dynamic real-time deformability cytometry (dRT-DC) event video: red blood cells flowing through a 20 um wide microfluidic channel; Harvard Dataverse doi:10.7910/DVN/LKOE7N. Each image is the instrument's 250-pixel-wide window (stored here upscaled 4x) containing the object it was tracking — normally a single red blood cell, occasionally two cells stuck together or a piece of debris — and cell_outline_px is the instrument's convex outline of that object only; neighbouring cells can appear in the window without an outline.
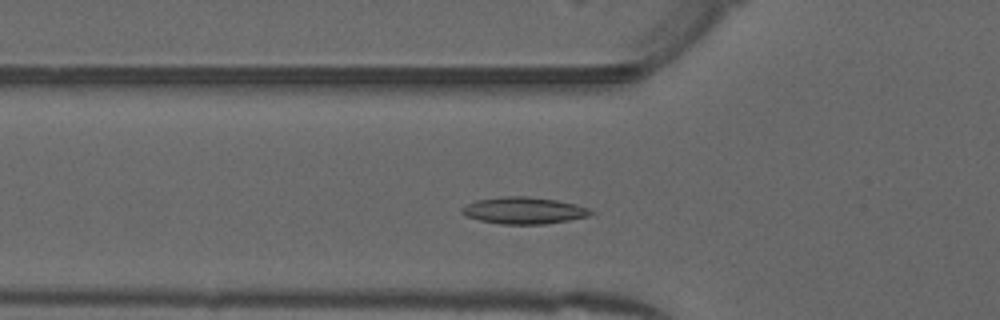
{"species": "common noctule bat (a hibernating species)", "species_latin": "Nyctalus noctula", "temperature_condition": "warm", "stored_images_in_passage": 44, "camera_frame_rate_fps": 3000, "um_per_image_px": 0.085, "animal": {"sex": "male", "forearm_length_mm": 52.5}, "frame": {"image": 1, "passage_image": 10, "time_ms": 3.0, "image_size_px": [1000, 320], "cell_outline_px": [[596, 212], [588, 216], [568, 220], [544, 224], [500, 224], [480, 220], [464, 216], [460, 212], [460, 208], [476, 200], [500, 196], [524, 196], [556, 200], [576, 204], [588, 208]], "centroid_in_image_um": [44.5, 17.89], "position_along_channel_um": 81.3, "area_um2": 20.17}}
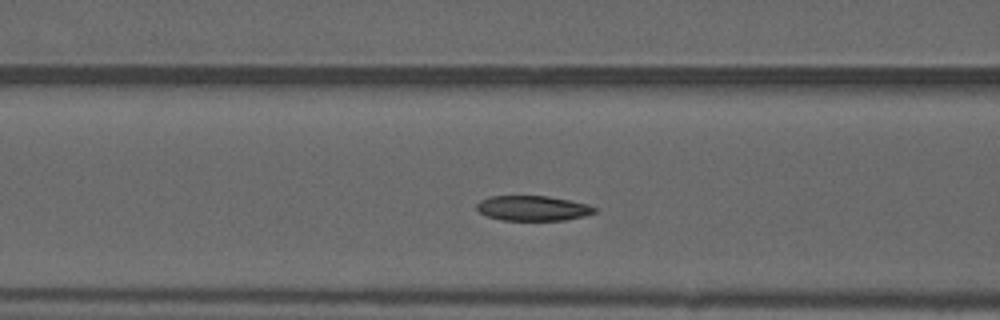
{"frame": {"image": 2, "passage_image": 13, "time_ms": 4.0, "image_size_px": [1000, 320], "cell_outline_px": [[596, 212], [584, 216], [564, 220], [504, 220], [488, 216], [480, 212], [476, 208], [476, 204], [480, 200], [488, 196], [548, 196], [588, 204], [596, 208]], "centroid_in_image_um": [45.28, 17.69], "position_along_channel_um": 121.3, "area_um2": 17.11}}
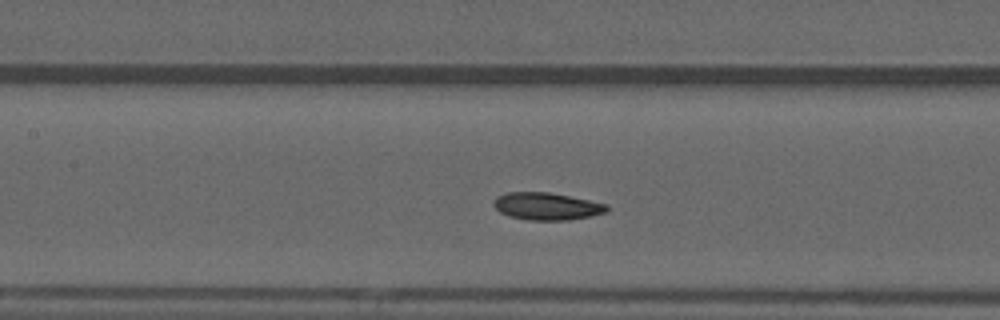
{"frame": {"image": 3, "passage_image": 16, "time_ms": 5.0, "image_size_px": [1000, 320], "cell_outline_px": [[608, 212], [592, 216], [568, 220], [528, 220], [508, 216], [500, 212], [492, 204], [492, 200], [496, 196], [508, 192], [548, 192], [608, 204]], "centroid_in_image_um": [46.45, 17.53], "position_along_channel_um": 160.9, "area_um2": 18.15}, "authors_computed_cell_mechanics": {"area_um2": 17.8602, "velocity_mm_per_s": 3.962, "shape_relaxation_time_tau1_ms": 4.9759, "shape_relaxation_time_tau2_ms": 2.8426, "deformation_change_tau1": 0.1131, "deformation_change_tau2": 0.0792}}